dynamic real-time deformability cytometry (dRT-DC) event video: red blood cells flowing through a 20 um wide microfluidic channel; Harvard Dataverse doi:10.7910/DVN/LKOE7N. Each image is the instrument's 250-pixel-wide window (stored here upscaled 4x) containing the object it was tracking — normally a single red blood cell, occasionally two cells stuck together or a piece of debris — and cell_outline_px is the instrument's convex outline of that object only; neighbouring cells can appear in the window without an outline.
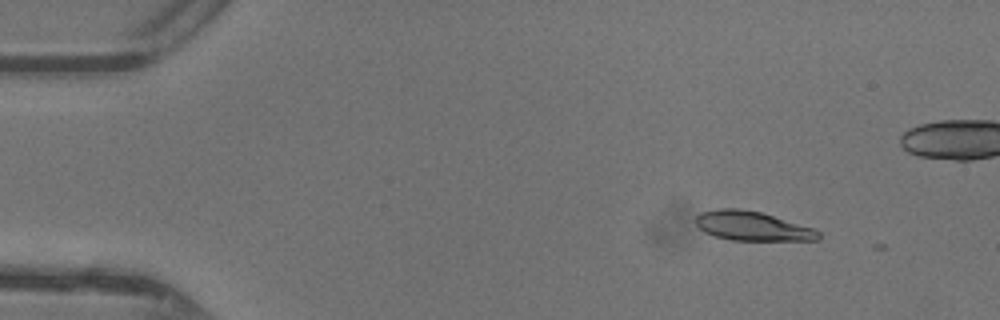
{"species": "common noctule bat (a hibernating species)", "species_latin": "Nyctalus noctula", "temperature_condition": "warm", "stored_images_in_passage": 5, "camera_frame_rate_fps": 3000, "um_per_image_px": 0.085, "animal": {"sex": "female"}, "frame": {"image": 1, "passage_image": 3, "time_ms": 0.667, "image_size_px": [1000, 320], "cell_outline_px": [[820, 240], [732, 240], [716, 236], [704, 232], [696, 224], [696, 216], [700, 212], [716, 208], [740, 208], [760, 212], [812, 228], [820, 232]], "centroid_in_image_um": [63.91, 19.21], "position_along_channel_um": 21.1, "area_um2": 20.75}}